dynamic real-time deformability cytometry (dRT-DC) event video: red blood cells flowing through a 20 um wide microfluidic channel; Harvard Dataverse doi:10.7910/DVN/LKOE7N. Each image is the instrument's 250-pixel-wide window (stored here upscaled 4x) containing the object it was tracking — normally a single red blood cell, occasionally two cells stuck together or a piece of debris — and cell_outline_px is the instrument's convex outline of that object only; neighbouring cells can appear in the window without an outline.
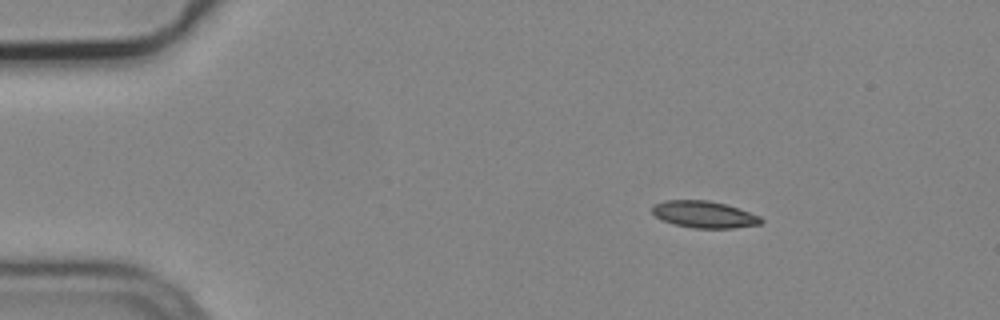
{"species": "common noctule bat (a hibernating species)", "species_latin": "Nyctalus noctula", "temperature_condition": "cold", "stored_images_in_passage": 3, "camera_frame_rate_fps": 3000, "um_per_image_px": 0.085, "animal": {"sex": "male", "body_mass_g": 19.2, "forearm_length_mm": 51.8}, "frame": {"image": 1, "passage_image": 1, "time_ms": 0.0, "image_size_px": [1000, 320], "cell_outline_px": [[764, 220], [760, 224], [732, 228], [692, 228], [672, 224], [660, 220], [652, 212], [652, 208], [656, 204], [664, 200], [708, 200], [724, 204], [760, 216]], "centroid_in_image_um": [59.81, 18.24], "position_along_channel_um": 25.2, "area_um2": 16.94}}